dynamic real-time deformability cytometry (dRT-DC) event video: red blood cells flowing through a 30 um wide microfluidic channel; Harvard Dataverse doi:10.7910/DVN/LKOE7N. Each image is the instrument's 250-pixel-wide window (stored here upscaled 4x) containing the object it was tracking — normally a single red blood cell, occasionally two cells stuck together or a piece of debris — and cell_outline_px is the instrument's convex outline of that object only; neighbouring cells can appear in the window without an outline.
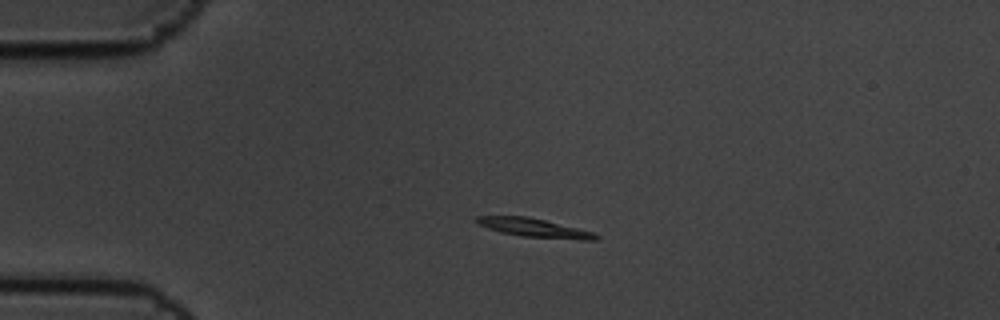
{"species": "common noctule bat (a hibernating species)", "species_latin": "Nyctalus noctula", "temperature_condition": "cold", "stored_images_in_passage": 2, "camera_frame_rate_fps": 3000, "um_per_image_px": 0.085, "animal": {"sex": "male", "body_mass_g": 19.5, "forearm_length_mm": 54.6}, "frame": {"image": 1, "passage_image": 1, "time_ms": 0.0, "image_size_px": [1000, 320], "cell_outline_px": [[600, 236], [596, 240], [580, 240], [524, 236], [500, 232], [476, 224], [472, 220], [476, 216], [528, 216], [592, 232]], "centroid_in_image_um": [45.33, 19.36], "position_along_channel_um": 39.7, "area_um2": 12.89}}